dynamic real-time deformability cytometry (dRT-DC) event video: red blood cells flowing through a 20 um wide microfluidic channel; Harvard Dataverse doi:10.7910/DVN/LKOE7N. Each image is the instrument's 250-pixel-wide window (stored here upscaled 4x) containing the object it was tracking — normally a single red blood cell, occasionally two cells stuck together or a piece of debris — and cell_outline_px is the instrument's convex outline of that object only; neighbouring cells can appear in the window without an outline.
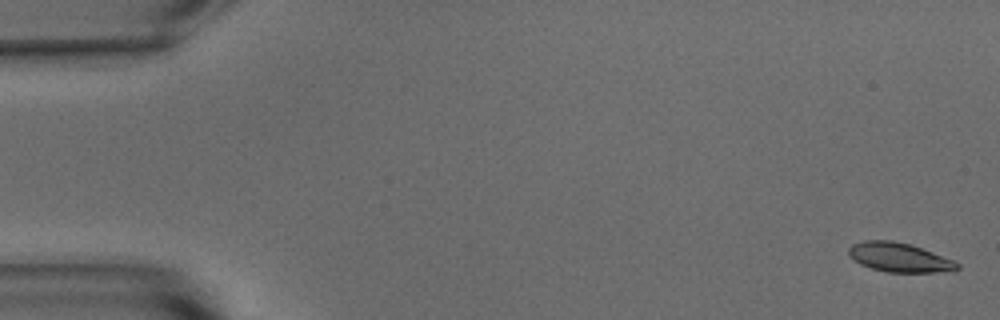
{"species": "common noctule bat (a hibernating species)", "species_latin": "Nyctalus noctula", "temperature_condition": "warm", "stored_images_in_passage": 54, "segment_of_instrument_passage": [1, 2], "camera_frame_rate_fps": 3000, "um_per_image_px": 0.085, "animal": {"sex": "male", "body_mass_g": 15.6}, "frame": {"image": 1, "passage_image": 1, "time_ms": 0.0, "image_size_px": [1000, 320], "cell_outline_px": [[960, 268], [956, 272], [888, 272], [872, 268], [860, 264], [848, 252], [848, 248], [852, 244], [864, 240], [892, 240], [912, 244], [952, 260], [960, 264]], "centroid_in_image_um": [76.49, 21.88], "position_along_channel_um": 8.5, "area_um2": 18.5}}
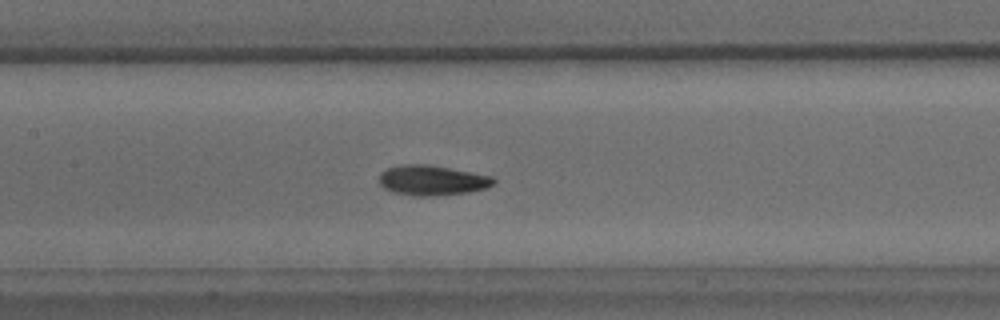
{"frame": {"image": 2, "passage_image": 25, "time_ms": 8.0, "image_size_px": [1000, 320], "cell_outline_px": [[496, 184], [488, 188], [468, 192], [432, 196], [416, 196], [392, 192], [384, 188], [380, 184], [380, 172], [388, 168], [404, 164], [428, 164], [492, 176], [496, 180]], "centroid_in_image_um": [36.75, 15.33], "position_along_channel_um": 170.7, "area_um2": 20.11}}
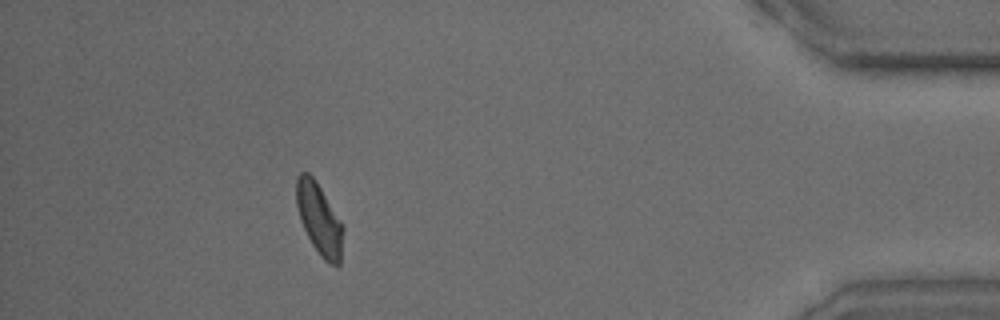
{"frame": {"image": 3, "passage_image": 48, "time_ms": 15.667, "image_size_px": [1000, 320], "cell_outline_px": [[344, 228], [340, 264], [332, 264], [324, 260], [320, 256], [312, 244], [300, 220], [296, 204], [296, 176], [300, 172], [308, 172], [316, 180], [344, 224]], "centroid_in_image_um": [27.14, 18.58], "position_along_channel_um": 408.1, "area_um2": 19.65}}